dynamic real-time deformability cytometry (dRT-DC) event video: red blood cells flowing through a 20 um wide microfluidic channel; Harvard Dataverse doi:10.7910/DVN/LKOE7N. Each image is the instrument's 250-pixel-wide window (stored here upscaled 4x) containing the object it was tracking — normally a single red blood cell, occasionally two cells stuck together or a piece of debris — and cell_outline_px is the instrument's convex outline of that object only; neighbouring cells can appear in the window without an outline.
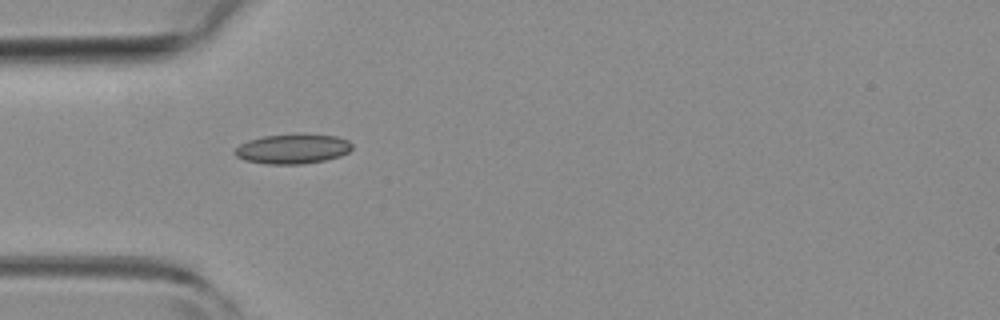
{"species": "common noctule bat (a hibernating species)", "species_latin": "Nyctalus noctula", "temperature_condition": "room temperature", "stored_images_in_passage": 2, "camera_frame_rate_fps": 3000, "um_per_image_px": 0.085, "animal": {"sex": "female", "body_mass_g": 19.3, "forearm_length_mm": 54.1}, "frame": {"image": 1, "passage_image": 1, "time_ms": 0.0, "image_size_px": [1000, 320], "cell_outline_px": [[352, 148], [348, 152], [340, 156], [324, 160], [304, 164], [264, 164], [244, 160], [236, 156], [232, 152], [240, 144], [248, 140], [264, 136], [304, 132], [336, 136], [348, 140], [352, 144]], "centroid_in_image_um": [24.87, 12.63], "position_along_channel_um": 60.1, "area_um2": 20.81}}